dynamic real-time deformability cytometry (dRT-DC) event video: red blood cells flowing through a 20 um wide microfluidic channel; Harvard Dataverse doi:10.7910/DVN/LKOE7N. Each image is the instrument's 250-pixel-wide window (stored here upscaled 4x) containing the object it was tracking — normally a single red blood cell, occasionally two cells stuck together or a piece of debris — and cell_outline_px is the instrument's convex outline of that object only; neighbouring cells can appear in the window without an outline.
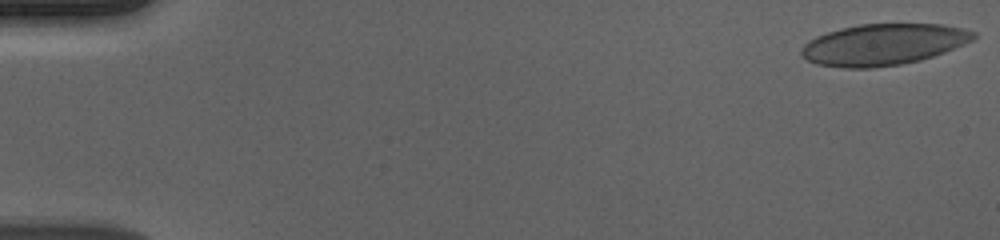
{"species": "human", "species_latin": "Homo sapiens", "temperature_condition": "cold", "stored_images_in_passage": 56, "camera_frame_rate_fps": 3000, "um_per_image_px": 0.085, "donor": {"sex": "male"}, "frame": {"image": 1, "passage_image": 1, "time_ms": 0.0, "image_size_px": [1000, 240], "cell_outline_px": [[976, 36], [972, 40], [964, 44], [944, 52], [920, 60], [900, 64], [872, 68], [844, 68], [816, 64], [808, 60], [800, 52], [804, 44], [816, 36], [840, 28], [860, 24], [940, 24], [960, 28], [976, 32]], "centroid_in_image_um": [75.06, 3.78], "position_along_channel_um": 9.9, "area_um2": 41.15}}
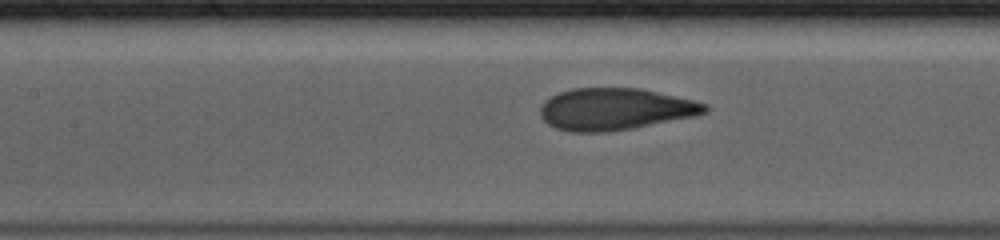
{"frame": {"image": 2, "passage_image": 26, "time_ms": 8.333, "image_size_px": [1000, 240], "cell_outline_px": [[708, 112], [696, 116], [632, 128], [608, 132], [572, 132], [556, 128], [548, 124], [544, 120], [540, 112], [540, 108], [544, 100], [560, 92], [572, 88], [640, 88], [696, 100], [708, 104]], "centroid_in_image_um": [52.31, 9.27], "position_along_channel_um": 155.1, "area_um2": 40.34}}
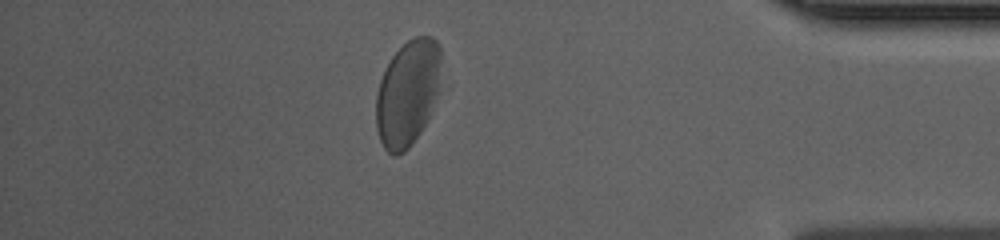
{"frame": {"image": 3, "passage_image": 49, "time_ms": 16.0, "image_size_px": [1000, 240], "cell_outline_px": [[440, 60], [436, 92], [428, 116], [420, 132], [408, 148], [404, 152], [396, 156], [392, 156], [384, 148], [380, 140], [376, 128], [376, 96], [380, 80], [392, 56], [408, 40], [416, 36], [432, 36], [440, 44]], "centroid_in_image_um": [34.61, 7.92], "position_along_channel_um": 400.6, "area_um2": 39.42}, "authors_computed_cell_mechanics": {"area_um2": 41.1536, "velocity_mm_per_s": 3.629, "shape_relaxation_time_tau1_ms": 2.8325, "shape_relaxation_time_tau2_ms": 0.8508, "deformation_change_tau1": 0.1142, "deformation_change_tau2": 0.0654}}